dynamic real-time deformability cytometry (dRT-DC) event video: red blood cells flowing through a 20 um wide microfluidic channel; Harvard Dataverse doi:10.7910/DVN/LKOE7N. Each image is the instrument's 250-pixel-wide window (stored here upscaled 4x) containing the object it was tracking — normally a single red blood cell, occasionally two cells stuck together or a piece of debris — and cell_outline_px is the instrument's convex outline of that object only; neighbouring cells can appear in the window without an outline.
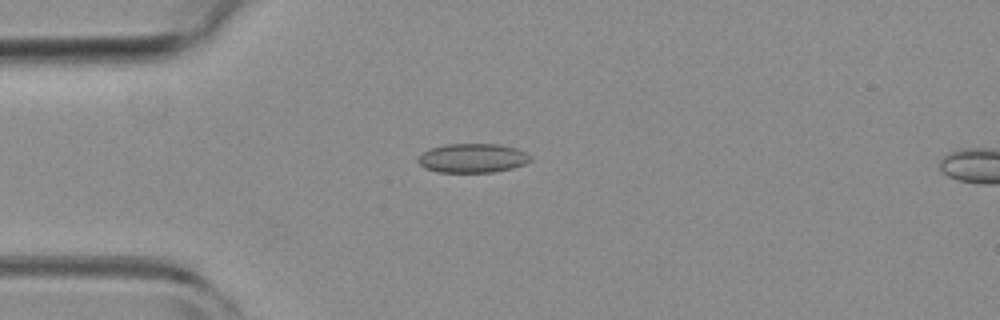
{"species": "common noctule bat (a hibernating species)", "species_latin": "Nyctalus noctula", "temperature_condition": "room temperature", "stored_images_in_passage": 4, "camera_frame_rate_fps": 3000, "um_per_image_px": 0.085, "animal": {"sex": "female", "body_mass_g": 19.3, "forearm_length_mm": 54.1}, "frame": {"image": 1, "passage_image": 3, "time_ms": 0.667, "image_size_px": [1000, 320], "cell_outline_px": [[532, 160], [524, 164], [512, 168], [492, 172], [436, 172], [424, 168], [416, 160], [424, 152], [432, 148], [444, 144], [500, 144], [516, 148], [532, 156]], "centroid_in_image_um": [40.17, 13.44], "position_along_channel_um": 44.8, "area_um2": 19.07}}